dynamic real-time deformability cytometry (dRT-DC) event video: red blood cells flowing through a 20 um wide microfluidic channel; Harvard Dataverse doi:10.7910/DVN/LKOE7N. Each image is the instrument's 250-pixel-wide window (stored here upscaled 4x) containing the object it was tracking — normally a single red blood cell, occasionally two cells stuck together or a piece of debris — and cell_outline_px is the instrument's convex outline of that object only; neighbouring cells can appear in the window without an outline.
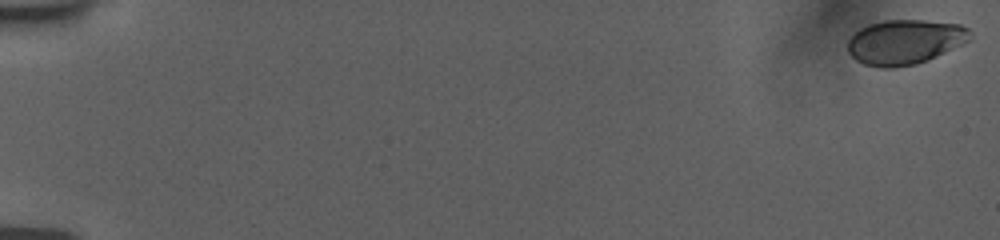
{"species": "human", "species_latin": "Homo sapiens", "temperature_condition": "room temperature", "stored_images_in_passage": 52, "camera_frame_rate_fps": 3000, "um_per_image_px": 0.085, "donor": {"sex": "female"}, "frame": {"image": 1, "passage_image": 1, "time_ms": 0.0, "image_size_px": [1000, 240], "cell_outline_px": [[972, 32], [968, 40], [960, 44], [916, 64], [888, 68], [884, 68], [864, 64], [856, 60], [848, 52], [848, 40], [860, 28], [868, 24], [884, 20], [924, 20], [960, 24], [968, 28]], "centroid_in_image_um": [76.87, 3.54], "position_along_channel_um": 8.1, "area_um2": 31.44}}
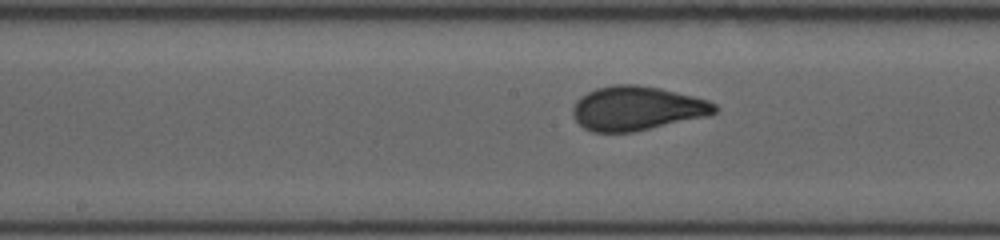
{"frame": {"image": 2, "passage_image": 29, "time_ms": 10.0, "image_size_px": [1000, 240], "cell_outline_px": [[720, 108], [716, 112], [708, 116], [632, 132], [592, 132], [584, 128], [572, 116], [572, 108], [576, 100], [580, 96], [596, 88], [616, 84], [636, 84], [660, 88], [708, 100], [716, 104]], "centroid_in_image_um": [54.13, 9.2], "position_along_channel_um": 194.1, "area_um2": 36.59}}
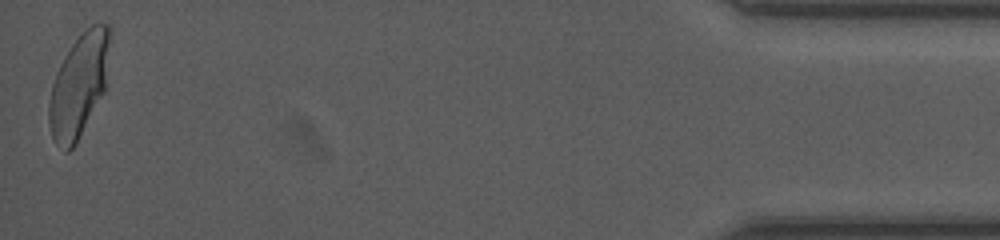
{"frame": {"image": 3, "passage_image": 52, "time_ms": 18.333, "image_size_px": [1000, 240], "cell_outline_px": [[112, 36], [104, 92], [76, 144], [68, 152], [64, 152], [56, 144], [52, 136], [48, 120], [48, 104], [52, 84], [56, 72], [60, 64], [72, 44], [92, 24], [108, 24], [112, 28]], "centroid_in_image_um": [6.72, 7.26], "position_along_channel_um": 428.5, "area_um2": 36.76}, "authors_computed_cell_mechanics": {"area_um2": 34.9979, "velocity_mm_per_s": 3.7664, "shape_relaxation_time_tau1_ms": 4.5624, "shape_relaxation_time_tau2_ms": null, "deformation_change_tau1": 0.1502, "deformation_change_tau2": null}}